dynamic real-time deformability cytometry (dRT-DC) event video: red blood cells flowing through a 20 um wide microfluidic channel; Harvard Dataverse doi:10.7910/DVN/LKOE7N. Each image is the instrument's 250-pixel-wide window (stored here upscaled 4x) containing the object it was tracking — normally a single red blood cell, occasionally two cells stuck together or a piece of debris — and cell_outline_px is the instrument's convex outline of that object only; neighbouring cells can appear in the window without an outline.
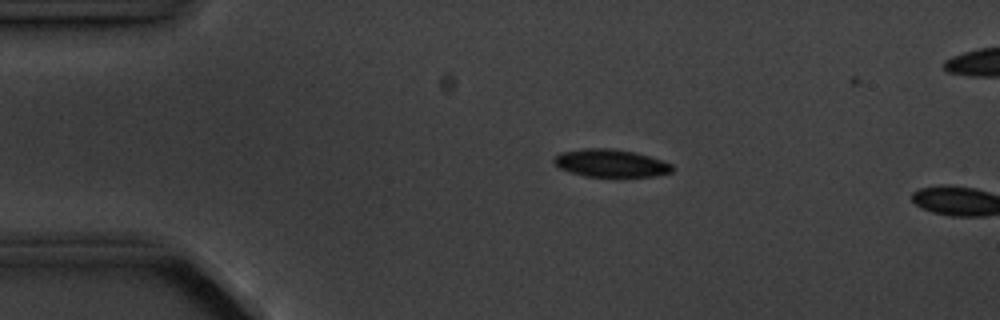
{"species": "common noctule bat (a hibernating species)", "species_latin": "Nyctalus noctula", "temperature_condition": "cold", "stored_images_in_passage": 4, "camera_frame_rate_fps": 3000, "um_per_image_px": 0.085, "animal": {"sex": "male", "body_mass_g": 20.1, "forearm_length_mm": 53.5}, "frame": {"image": 1, "passage_image": 3, "time_ms": 2.0, "image_size_px": [1000, 320], "cell_outline_px": [[672, 172], [656, 176], [584, 176], [560, 168], [552, 160], [560, 152], [580, 148], [608, 148], [636, 152], [672, 164]], "centroid_in_image_um": [51.89, 13.86], "position_along_channel_um": 33.1, "area_um2": 18.9}}